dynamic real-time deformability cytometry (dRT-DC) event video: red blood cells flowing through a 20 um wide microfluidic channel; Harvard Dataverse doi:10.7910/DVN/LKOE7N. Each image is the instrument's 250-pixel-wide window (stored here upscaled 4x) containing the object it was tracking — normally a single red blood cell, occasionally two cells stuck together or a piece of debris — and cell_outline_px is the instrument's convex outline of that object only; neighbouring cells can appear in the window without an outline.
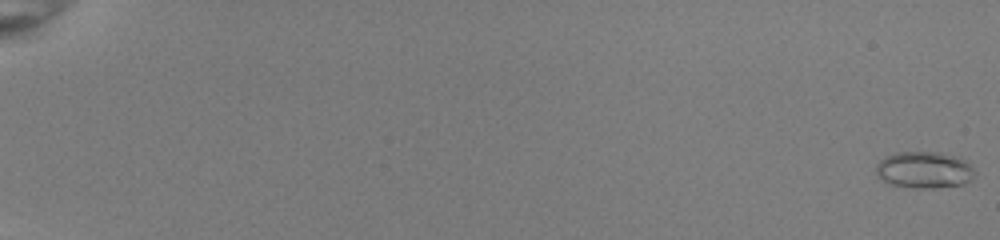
{"species": "common noctule bat (a hibernating species)", "species_latin": "Nyctalus noctula", "temperature_condition": "room temperature", "stored_images_in_passage": 54, "camera_frame_rate_fps": 3000, "um_per_image_px": 0.085, "animal": {"sex": "female", "body_mass_g": 22.0, "forearm_length_mm": 56.7}, "frame": {"image": 1, "passage_image": 1, "time_ms": 0.0, "image_size_px": [1000, 240], "cell_outline_px": [[976, 172], [964, 184], [936, 188], [912, 188], [888, 184], [876, 176], [876, 164], [884, 156], [896, 152], [936, 152], [952, 156], [964, 160]], "centroid_in_image_um": [78.48, 14.45], "position_along_channel_um": 6.5, "area_um2": 21.1}}
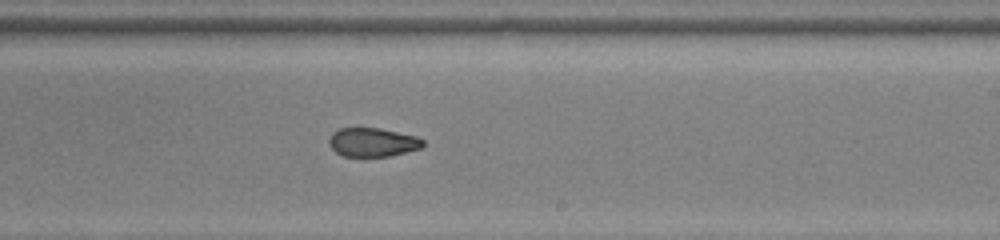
{"frame": {"image": 2, "passage_image": 36, "time_ms": 11.667, "image_size_px": [1000, 240], "cell_outline_px": [[424, 144], [420, 148], [388, 156], [344, 156], [336, 152], [328, 144], [328, 140], [332, 132], [340, 128], [380, 128], [416, 136], [424, 140]], "centroid_in_image_um": [31.64, 12.08], "position_along_channel_um": 257.4, "area_um2": 15.66}}
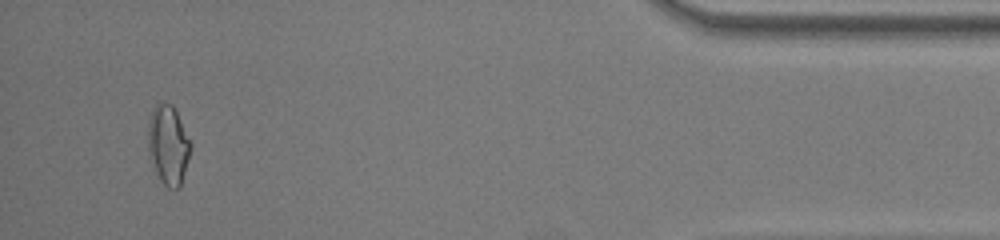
{"frame": {"image": 3, "passage_image": 52, "time_ms": 17.0, "image_size_px": [1000, 240], "cell_outline_px": [[192, 148], [180, 188], [168, 188], [160, 180], [156, 172], [148, 152], [148, 120], [156, 104], [172, 104], [192, 144]], "centroid_in_image_um": [14.31, 12.35], "position_along_channel_um": 420.9, "area_um2": 19.54}, "authors_computed_cell_mechanics": {"area_um2": 17.4556, "velocity_mm_per_s": 4.0255, "shape_relaxation_time_tau1_ms": null, "shape_relaxation_time_tau2_ms": 1.905, "deformation_change_tau1": null, "deformation_change_tau2": 0.0786}}